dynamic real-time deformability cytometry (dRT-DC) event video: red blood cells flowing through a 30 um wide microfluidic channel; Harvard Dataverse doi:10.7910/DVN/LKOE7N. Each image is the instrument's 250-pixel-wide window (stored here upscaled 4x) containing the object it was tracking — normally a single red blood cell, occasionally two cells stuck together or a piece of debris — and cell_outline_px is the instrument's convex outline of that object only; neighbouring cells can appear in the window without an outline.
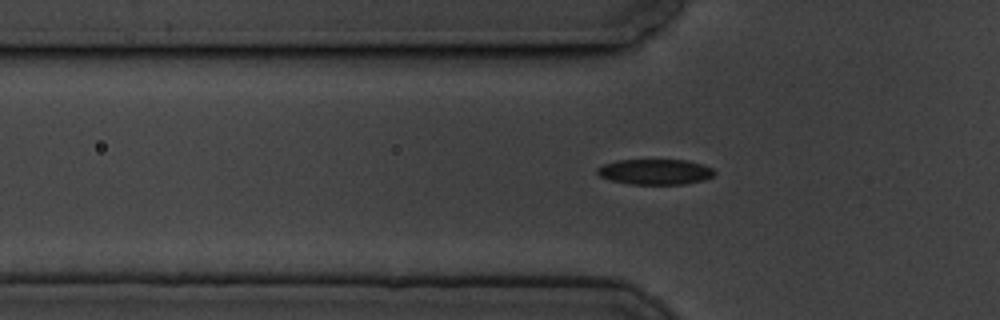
{"species": "common noctule bat (a hibernating species)", "species_latin": "Nyctalus noctula", "temperature_condition": "cold", "stored_images_in_passage": 5, "camera_frame_rate_fps": 3000, "um_per_image_px": 0.085, "animal": {"sex": "male", "body_mass_g": 19.5, "forearm_length_mm": 54.6}, "frame": {"image": 1, "passage_image": 5, "time_ms": 1.333, "image_size_px": [1000, 320], "cell_outline_px": [[716, 172], [712, 176], [704, 180], [684, 184], [628, 184], [612, 180], [600, 176], [596, 172], [596, 168], [604, 164], [616, 160], [688, 160], [712, 168]], "centroid_in_image_um": [55.68, 14.6], "position_along_channel_um": 70.1, "area_um2": 17.34}}